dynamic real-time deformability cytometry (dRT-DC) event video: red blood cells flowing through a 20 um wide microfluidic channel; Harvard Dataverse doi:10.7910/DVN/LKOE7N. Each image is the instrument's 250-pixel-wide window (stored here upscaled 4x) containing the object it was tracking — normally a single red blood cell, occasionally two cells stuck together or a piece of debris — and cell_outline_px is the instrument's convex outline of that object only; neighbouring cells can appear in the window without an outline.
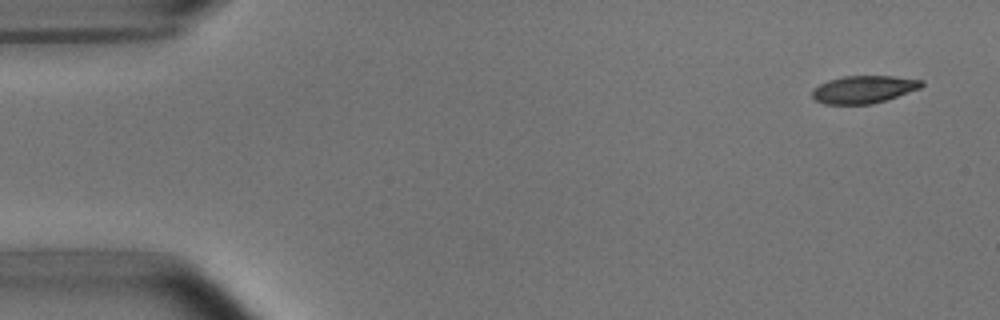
{"species": "common noctule bat (a hibernating species)", "species_latin": "Nyctalus noctula", "temperature_condition": "room temperature", "stored_images_in_passage": 8, "camera_frame_rate_fps": 3000, "um_per_image_px": 0.085, "animal": {"sex": "male", "body_mass_g": 15.6}, "frame": {"image": 1, "passage_image": 1, "time_ms": 0.0, "image_size_px": [1000, 320], "cell_outline_px": [[924, 84], [920, 88], [872, 104], [824, 104], [816, 100], [812, 96], [812, 92], [820, 84], [828, 80], [844, 76], [892, 76], [924, 80]], "centroid_in_image_um": [73.42, 7.59], "position_along_channel_um": 11.6, "area_um2": 17.34}}
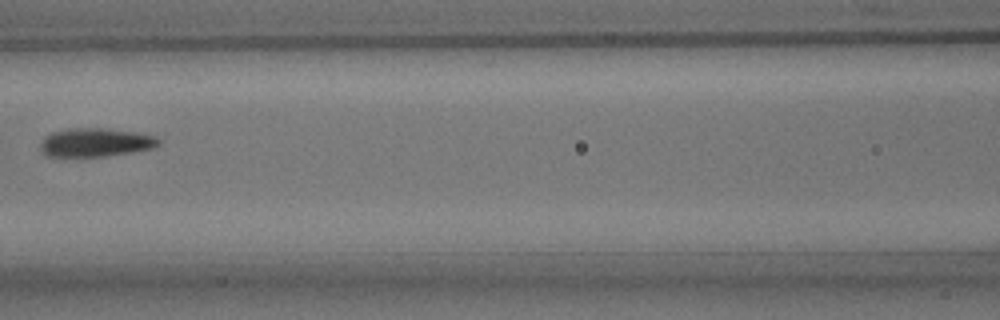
{"frame": {"image": 2, "passage_image": 7, "time_ms": 7.0, "image_size_px": [1000, 320], "cell_outline_px": [[160, 144], [152, 148], [132, 152], [104, 156], [48, 156], [40, 148], [40, 144], [44, 136], [52, 132], [68, 128], [104, 128], [136, 132], [156, 136], [160, 140]], "centroid_in_image_um": [8.12, 12.09], "position_along_channel_um": 158.5, "area_um2": 19.65}}
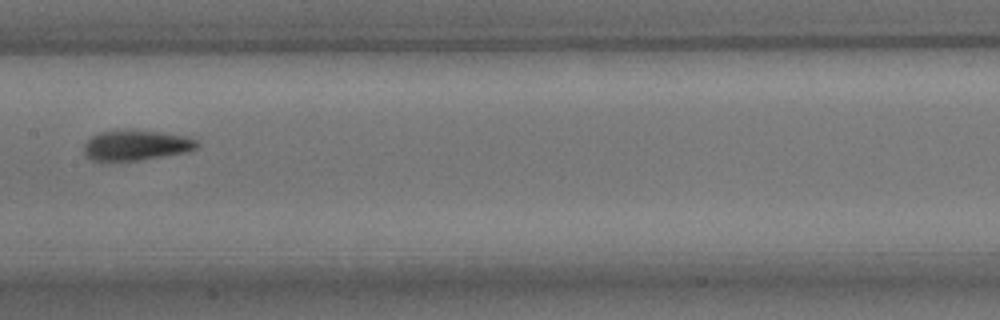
{"frame": {"image": 3, "passage_image": 8, "time_ms": 8.0, "image_size_px": [1000, 320], "cell_outline_px": [[200, 144], [196, 148], [188, 152], [140, 160], [92, 160], [84, 156], [84, 144], [92, 136], [100, 132], [160, 132], [184, 136], [196, 140]], "centroid_in_image_um": [11.59, 12.38], "position_along_channel_um": 195.8, "area_um2": 19.25}}